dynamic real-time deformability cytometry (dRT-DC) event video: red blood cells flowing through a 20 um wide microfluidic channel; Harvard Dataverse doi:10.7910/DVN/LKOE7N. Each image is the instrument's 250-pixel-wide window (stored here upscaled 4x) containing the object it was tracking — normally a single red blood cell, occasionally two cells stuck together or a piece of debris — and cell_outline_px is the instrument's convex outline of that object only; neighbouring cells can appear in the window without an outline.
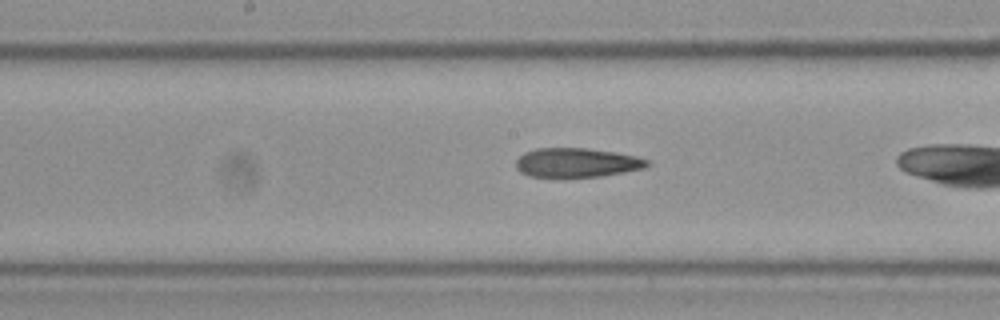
{"species": "Egyptian fruit bat (a non-hibernating species)", "species_latin": "Rousettus aegyptiacus", "temperature_condition": "cold", "stored_images_in_passage": 17, "camera_frame_rate_fps": 3000, "um_per_image_px": 0.085, "frame": {"image": 1, "passage_image": 12, "time_ms": 3.667, "image_size_px": [1000, 320], "cell_outline_px": [[652, 164], [644, 168], [624, 172], [600, 176], [528, 176], [520, 172], [516, 168], [516, 160], [524, 152], [536, 148], [588, 148], [616, 152], [636, 156], [648, 160]], "centroid_in_image_um": [49.04, 13.81], "position_along_channel_um": 199.2, "area_um2": 22.25}}
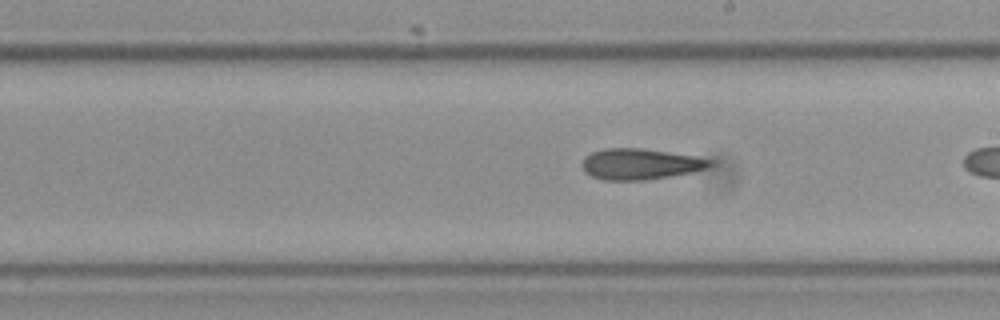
{"frame": {"image": 2, "passage_image": 15, "time_ms": 4.667, "image_size_px": [1000, 320], "cell_outline_px": [[712, 164], [708, 168], [692, 172], [672, 176], [644, 180], [604, 180], [592, 176], [584, 172], [584, 156], [592, 152], [604, 148], [640, 148], [696, 156], [712, 160]], "centroid_in_image_um": [54.43, 13.94], "position_along_channel_um": 234.6, "area_um2": 22.95}}